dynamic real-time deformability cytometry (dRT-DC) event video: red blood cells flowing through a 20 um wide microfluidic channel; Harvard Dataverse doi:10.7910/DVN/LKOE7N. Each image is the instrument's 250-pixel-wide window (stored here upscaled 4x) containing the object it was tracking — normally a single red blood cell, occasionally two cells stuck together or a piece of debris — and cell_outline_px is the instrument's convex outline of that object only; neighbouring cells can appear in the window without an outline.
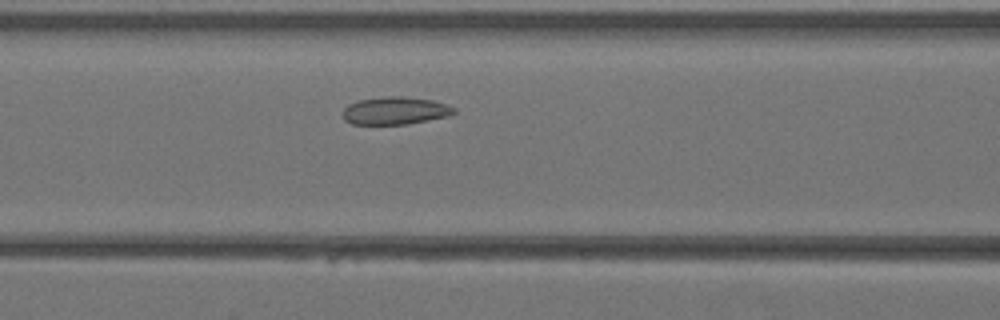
{"species": "Egyptian fruit bat (a non-hibernating species)", "species_latin": "Rousettus aegyptiacus", "temperature_condition": "warm", "stored_images_in_passage": 29, "camera_frame_rate_fps": 3000, "um_per_image_px": 0.085, "animal": {"sex": "female"}, "frame": {"image": 1, "passage_image": 6, "time_ms": 1.667, "image_size_px": [1000, 320], "cell_outline_px": [[456, 112], [448, 116], [404, 124], [352, 124], [344, 120], [344, 108], [348, 104], [360, 100], [388, 96], [404, 96], [432, 100], [456, 108]], "centroid_in_image_um": [33.58, 9.4], "position_along_channel_um": 133.0, "area_um2": 17.69}}
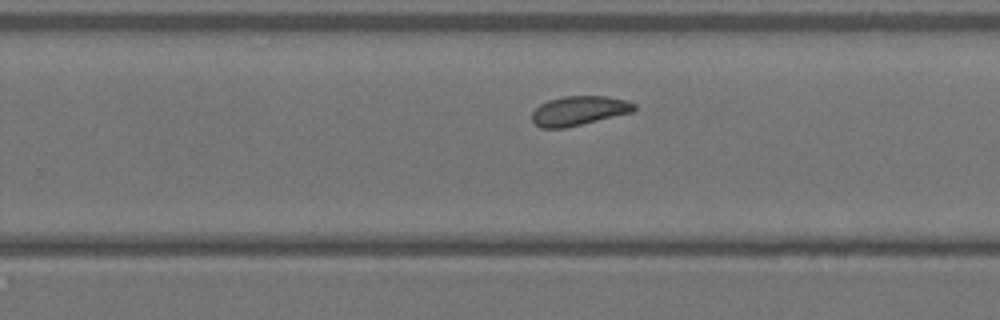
{"frame": {"image": 2, "passage_image": 15, "time_ms": 4.667, "image_size_px": [1000, 320], "cell_outline_px": [[636, 108], [632, 112], [564, 128], [540, 128], [532, 120], [532, 112], [540, 104], [548, 100], [564, 96], [604, 96], [624, 100], [636, 104]], "centroid_in_image_um": [49.18, 9.41], "position_along_channel_um": 280.6, "area_um2": 17.28}}
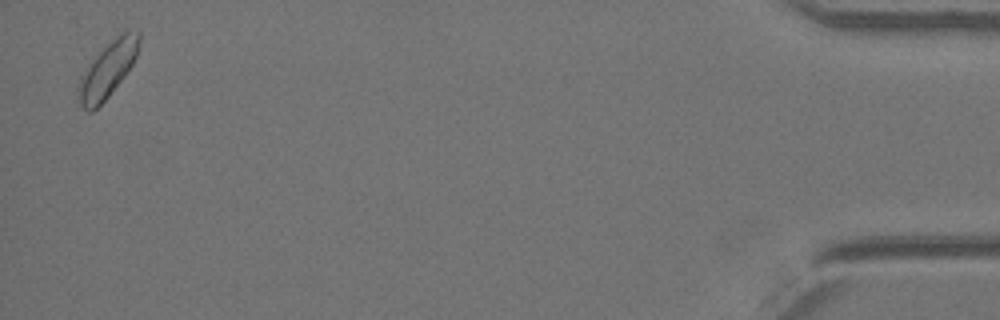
{"frame": {"image": 3, "passage_image": 29, "time_ms": 9.333, "image_size_px": [1000, 320], "cell_outline_px": [[140, 40], [136, 56], [132, 64], [124, 76], [108, 96], [92, 112], [88, 112], [76, 100], [76, 88], [80, 76], [88, 64], [116, 36], [128, 28], [136, 28], [140, 32]], "centroid_in_image_um": [9.13, 5.9], "position_along_channel_um": 426.1, "area_um2": 19.77}}